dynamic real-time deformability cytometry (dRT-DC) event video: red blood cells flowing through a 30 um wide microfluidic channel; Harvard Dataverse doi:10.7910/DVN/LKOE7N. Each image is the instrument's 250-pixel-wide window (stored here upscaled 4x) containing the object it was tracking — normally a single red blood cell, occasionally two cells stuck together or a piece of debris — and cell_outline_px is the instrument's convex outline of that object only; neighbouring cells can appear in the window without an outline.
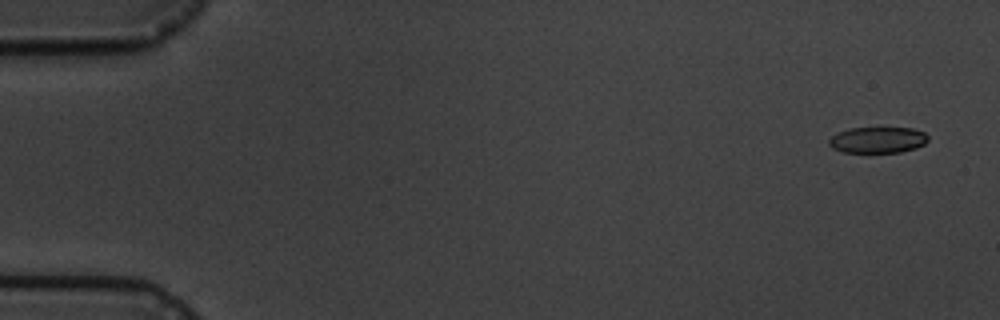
{"species": "common noctule bat (a hibernating species)", "species_latin": "Nyctalus noctula", "temperature_condition": "cold", "stored_images_in_passage": 6, "camera_frame_rate_fps": 3000, "um_per_image_px": 0.085, "animal": {"sex": "male", "body_mass_g": 19.5, "forearm_length_mm": 54.6}, "frame": {"image": 1, "passage_image": 1, "time_ms": 0.0, "image_size_px": [1000, 320], "cell_outline_px": [[928, 140], [924, 144], [916, 148], [900, 152], [840, 152], [832, 148], [828, 144], [828, 140], [836, 132], [848, 128], [912, 128], [924, 132], [928, 136]], "centroid_in_image_um": [74.57, 11.89], "position_along_channel_um": 10.4, "area_um2": 15.2}}